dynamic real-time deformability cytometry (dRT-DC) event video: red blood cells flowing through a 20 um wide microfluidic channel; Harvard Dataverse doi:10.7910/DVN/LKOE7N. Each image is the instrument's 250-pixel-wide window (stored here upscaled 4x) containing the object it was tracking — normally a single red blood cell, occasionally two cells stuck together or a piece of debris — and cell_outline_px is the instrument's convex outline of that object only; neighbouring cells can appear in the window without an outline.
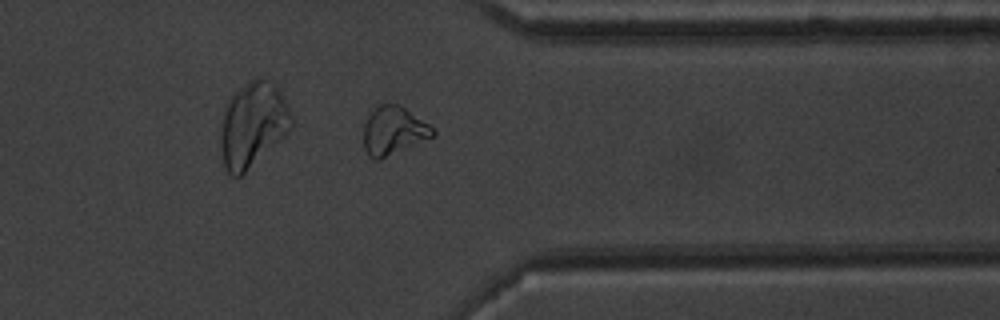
{"species": "common noctule bat (a hibernating species)", "species_latin": "Nyctalus noctula", "temperature_condition": "warm", "stored_images_in_passage": 36, "camera_frame_rate_fps": 3000, "um_per_image_px": 0.085, "animal": {"sex": "male", "body_mass_g": 20.1, "forearm_length_mm": 53.5}, "frame": {"image": 1, "passage_image": 26, "time_ms": 8.333, "image_size_px": [1000, 320], "cell_outline_px": [[436, 136], [380, 160], [376, 160], [368, 156], [364, 148], [364, 124], [368, 116], [380, 104], [400, 104], [428, 124], [436, 132]], "centroid_in_image_um": [33.46, 11.14], "position_along_channel_um": 377.9, "area_um2": 19.54}}
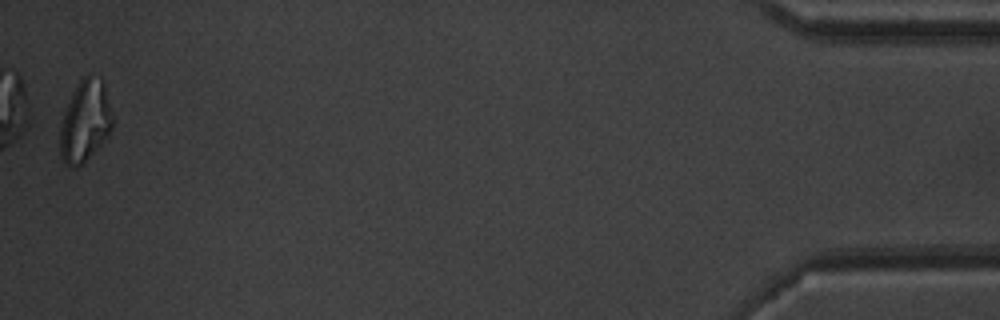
{"frame": {"image": 2, "passage_image": 36, "time_ms": 11.667, "image_size_px": [1000, 320], "cell_outline_px": [[112, 128], [108, 136], [84, 164], [76, 168], [72, 168], [64, 164], [60, 156], [60, 128], [72, 92], [80, 80], [88, 72], [100, 76], [104, 80], [112, 112]], "centroid_in_image_um": [7.26, 10.3], "position_along_channel_um": 427.9, "area_um2": 25.37}, "authors_computed_cell_mechanics": {"area_um2": 17.918, "velocity_mm_per_s": 3.9174, "shape_relaxation_time_tau1_ms": 4.1588, "shape_relaxation_time_tau2_ms": 3.902, "deformation_change_tau1": 0.1801, "deformation_change_tau2": 0.1144}}